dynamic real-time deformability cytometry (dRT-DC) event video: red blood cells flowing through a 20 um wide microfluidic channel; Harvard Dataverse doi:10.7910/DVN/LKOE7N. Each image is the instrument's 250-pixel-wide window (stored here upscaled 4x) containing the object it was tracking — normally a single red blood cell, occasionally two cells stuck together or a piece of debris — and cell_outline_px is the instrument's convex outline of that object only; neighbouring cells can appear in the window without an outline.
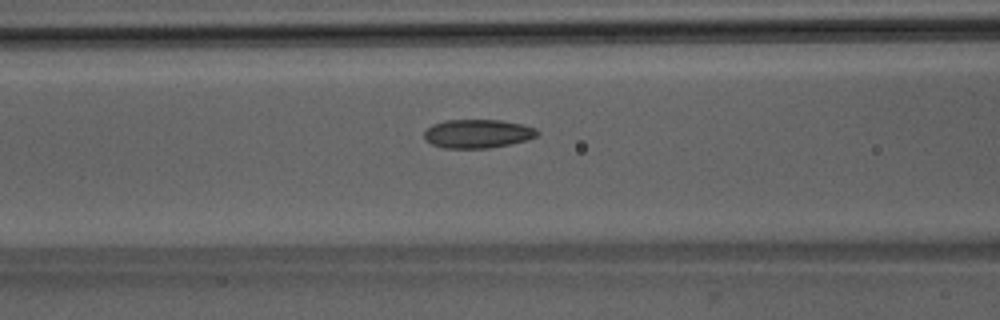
{"species": "Egyptian fruit bat (a non-hibernating species)", "species_latin": "Rousettus aegyptiacus", "temperature_condition": "room temperature", "stored_images_in_passage": 39, "camera_frame_rate_fps": 3000, "um_per_image_px": 0.085, "animal": {"sex": "male"}, "frame": {"image": 1, "passage_image": 16, "time_ms": 5.0, "image_size_px": [1000, 320], "cell_outline_px": [[540, 132], [536, 136], [528, 140], [488, 148], [444, 148], [432, 144], [424, 136], [424, 132], [432, 124], [444, 120], [500, 120], [524, 124], [536, 128]], "centroid_in_image_um": [40.63, 11.35], "position_along_channel_um": 126.0, "area_um2": 18.9}}
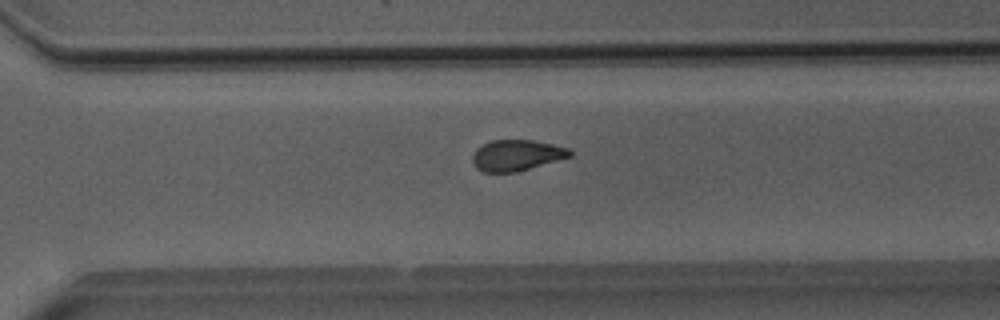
{"frame": {"image": 2, "passage_image": 31, "time_ms": 10.0, "image_size_px": [1000, 320], "cell_outline_px": [[572, 156], [516, 172], [484, 172], [476, 168], [472, 160], [472, 156], [476, 148], [492, 140], [532, 140], [552, 144], [568, 148], [572, 152]], "centroid_in_image_um": [43.9, 13.2], "position_along_channel_um": 326.7, "area_um2": 17.46}}
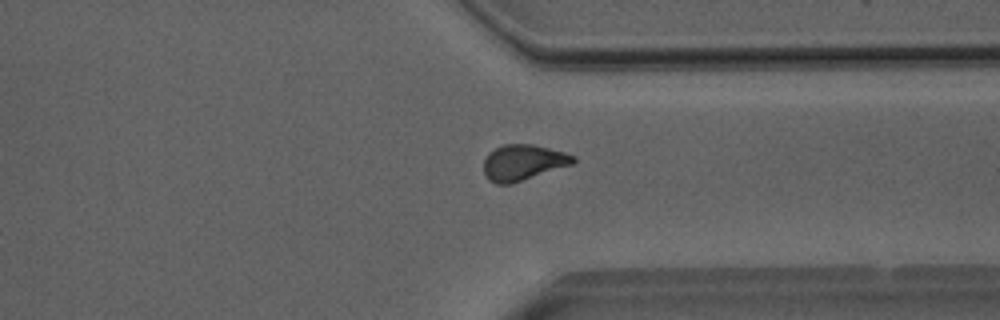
{"frame": {"image": 3, "passage_image": 34, "time_ms": 11.0, "image_size_px": [1000, 320], "cell_outline_px": [[576, 160], [572, 164], [512, 184], [496, 184], [488, 180], [484, 172], [484, 160], [488, 152], [504, 144], [532, 144], [564, 152], [576, 156]], "centroid_in_image_um": [44.44, 13.81], "position_along_channel_um": 367.0, "area_um2": 18.67}}